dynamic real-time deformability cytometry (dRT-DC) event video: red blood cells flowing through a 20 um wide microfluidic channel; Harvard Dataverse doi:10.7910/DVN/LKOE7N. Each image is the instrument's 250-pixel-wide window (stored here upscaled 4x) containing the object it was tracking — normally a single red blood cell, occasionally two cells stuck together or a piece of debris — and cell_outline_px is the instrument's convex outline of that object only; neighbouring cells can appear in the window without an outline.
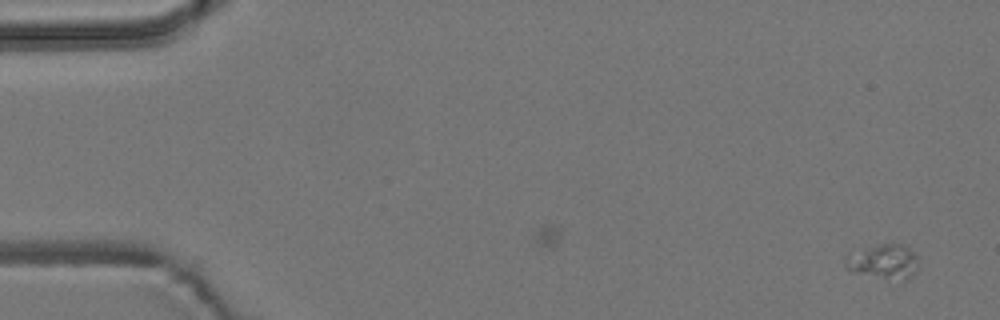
{"species": "common noctule bat (a hibernating species)", "species_latin": "Nyctalus noctula", "temperature_condition": "room temperature", "stored_images_in_passage": 2, "camera_frame_rate_fps": 3000, "um_per_image_px": 0.085, "animal": {"sex": "male", "body_mass_g": 19.2, "forearm_length_mm": 51.8}, "frame": {"image": 1, "passage_image": 2, "time_ms": 1.333, "image_size_px": [1000, 320], "cell_outline_px": [[916, 264], [908, 276], [904, 280], [852, 272], [844, 264], [844, 260], [880, 244], [900, 244], [908, 248], [916, 256]], "centroid_in_image_um": [75.12, 22.24], "position_along_channel_um": 9.9, "area_um2": 13.24}}